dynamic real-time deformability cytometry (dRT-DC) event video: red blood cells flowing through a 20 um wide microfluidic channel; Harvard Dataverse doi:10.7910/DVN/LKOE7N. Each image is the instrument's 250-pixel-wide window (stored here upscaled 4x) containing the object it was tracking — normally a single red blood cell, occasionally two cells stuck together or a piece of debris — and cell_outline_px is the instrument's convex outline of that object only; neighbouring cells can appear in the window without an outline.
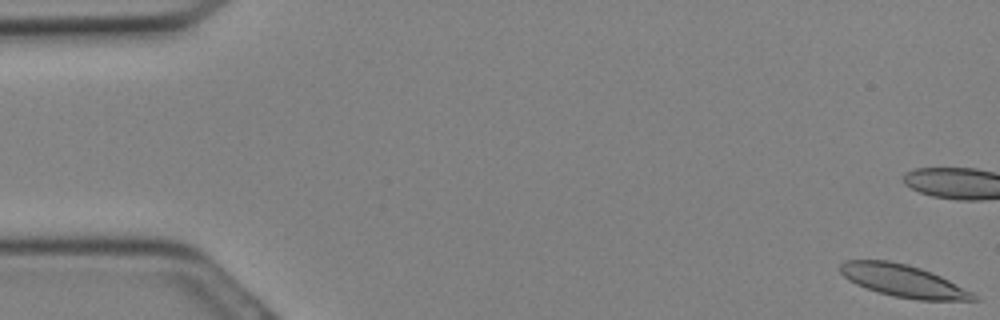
{"species": "Egyptian fruit bat (a non-hibernating species)", "species_latin": "Rousettus aegyptiacus", "temperature_condition": "cold", "stored_images_in_passage": 31, "camera_frame_rate_fps": 3000, "um_per_image_px": 0.085, "animal": {"sex": "female"}, "frame": {"image": 1, "passage_image": 1, "time_ms": 0.0, "image_size_px": [1000, 320], "cell_outline_px": [[980, 300], [916, 300], [892, 296], [856, 284], [848, 280], [840, 272], [840, 264], [844, 260], [888, 260], [908, 264], [932, 272], [972, 292]], "centroid_in_image_um": [76.75, 23.86], "position_along_channel_um": 8.2, "area_um2": 24.91}}